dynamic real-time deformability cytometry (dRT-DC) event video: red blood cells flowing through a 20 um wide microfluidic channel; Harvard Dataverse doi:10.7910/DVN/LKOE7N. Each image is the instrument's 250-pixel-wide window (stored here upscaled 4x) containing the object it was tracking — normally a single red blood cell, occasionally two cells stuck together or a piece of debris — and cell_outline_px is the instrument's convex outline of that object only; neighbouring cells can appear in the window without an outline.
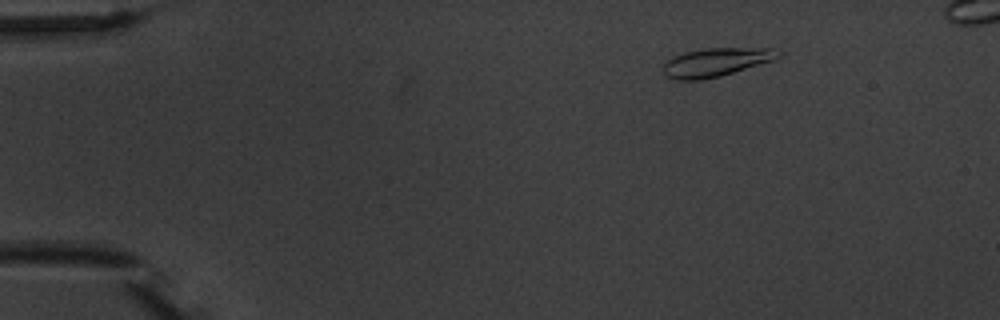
{"species": "common noctule bat (a hibernating species)", "species_latin": "Nyctalus noctula", "temperature_condition": "warm", "stored_images_in_passage": 6, "camera_frame_rate_fps": 3000, "um_per_image_px": 0.085, "animal": {"sex": "male", "body_mass_g": 20.1, "forearm_length_mm": 53.5}, "frame": {"image": 1, "passage_image": 3, "time_ms": 2.333, "image_size_px": [1000, 320], "cell_outline_px": [[780, 56], [776, 60], [720, 76], [700, 80], [676, 80], [664, 76], [664, 64], [668, 60], [684, 52], [704, 48], [776, 48], [780, 52]], "centroid_in_image_um": [60.89, 5.29], "position_along_channel_um": 24.1, "area_um2": 19.19}}